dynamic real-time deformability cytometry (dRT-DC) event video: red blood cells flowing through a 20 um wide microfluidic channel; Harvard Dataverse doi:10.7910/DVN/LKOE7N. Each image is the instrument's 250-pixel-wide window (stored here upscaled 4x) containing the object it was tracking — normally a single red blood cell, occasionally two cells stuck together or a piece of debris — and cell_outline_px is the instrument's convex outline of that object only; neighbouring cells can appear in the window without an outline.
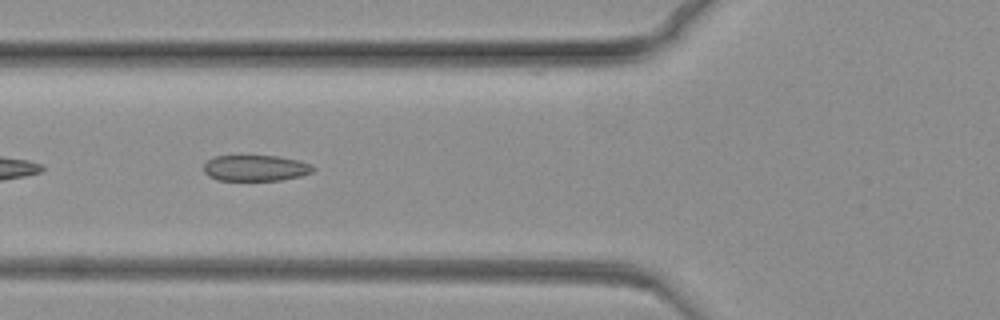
{"species": "common noctule bat (a hibernating species)", "species_latin": "Nyctalus noctula", "temperature_condition": "warm", "stored_images_in_passage": 58, "camera_frame_rate_fps": 3000, "um_per_image_px": 0.085, "animal": {"sex": "female", "body_mass_g": 19.3, "forearm_length_mm": 54.1}, "frame": {"image": 1, "passage_image": 8, "time_ms": 2.333, "image_size_px": [1000, 320], "cell_outline_px": [[316, 168], [312, 172], [300, 176], [280, 180], [216, 180], [208, 176], [204, 172], [204, 164], [208, 160], [216, 156], [240, 152], [276, 156], [300, 160], [312, 164]], "centroid_in_image_um": [21.69, 14.23], "position_along_channel_um": 104.1, "area_um2": 17.46}}
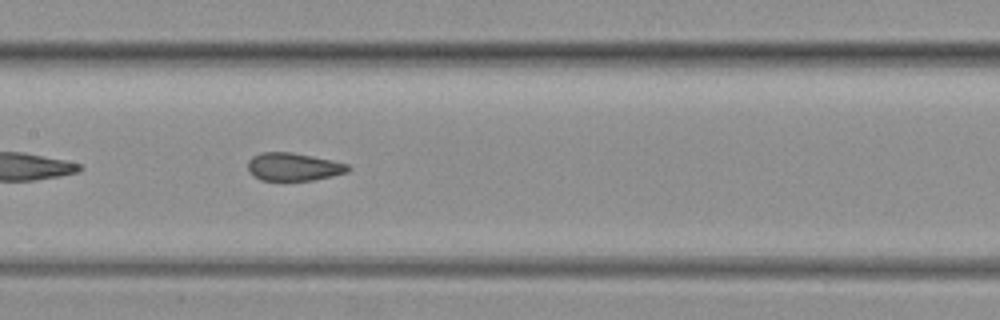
{"frame": {"image": 2, "passage_image": 17, "time_ms": 5.333, "image_size_px": [1000, 320], "cell_outline_px": [[352, 168], [348, 172], [312, 180], [260, 180], [248, 168], [248, 160], [252, 156], [260, 152], [292, 152], [332, 160], [348, 164]], "centroid_in_image_um": [24.97, 14.16], "position_along_channel_um": 182.4, "area_um2": 16.18}}
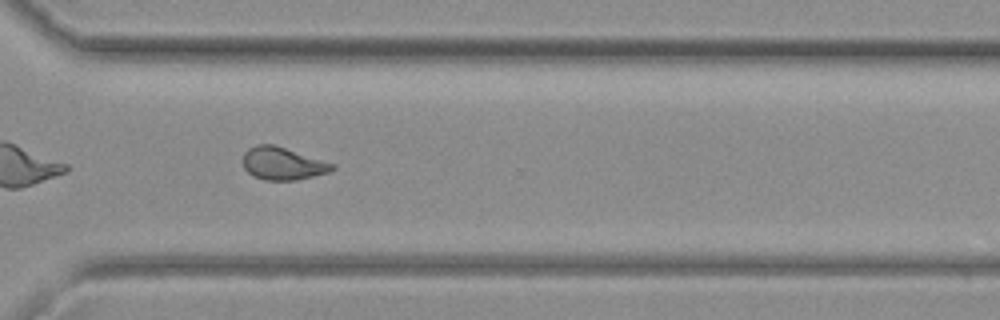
{"frame": {"image": 3, "passage_image": 36, "time_ms": 11.667, "image_size_px": [1000, 320], "cell_outline_px": [[336, 168], [328, 172], [296, 180], [264, 180], [252, 176], [244, 168], [244, 152], [248, 148], [256, 144], [272, 144], [336, 164]], "centroid_in_image_um": [24.02, 13.9], "position_along_channel_um": 346.6, "area_um2": 16.88}}